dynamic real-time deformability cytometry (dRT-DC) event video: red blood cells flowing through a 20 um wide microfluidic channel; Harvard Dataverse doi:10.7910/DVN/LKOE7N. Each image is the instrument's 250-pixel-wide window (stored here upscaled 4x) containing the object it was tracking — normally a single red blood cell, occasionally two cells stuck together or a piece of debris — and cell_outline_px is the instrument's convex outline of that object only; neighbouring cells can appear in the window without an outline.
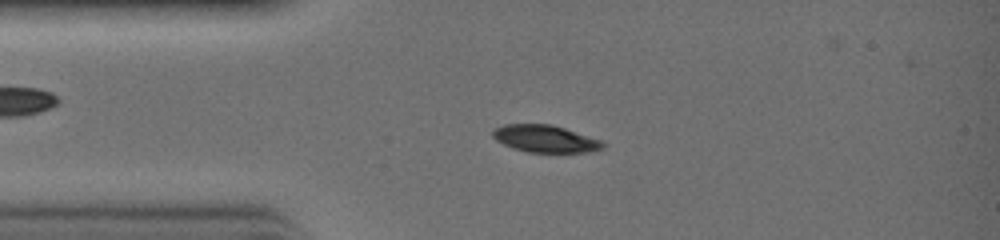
{"species": "common noctule bat (a hibernating species)", "species_latin": "Nyctalus noctula", "temperature_condition": "warm", "stored_images_in_passage": 32, "camera_frame_rate_fps": 3000, "um_per_image_px": 0.085, "animal": {"sex": "female", "body_mass_g": 19.0, "forearm_length_mm": 51.5}, "frame": {"image": 1, "passage_image": 6, "time_ms": 1.667, "image_size_px": [1000, 240], "cell_outline_px": [[604, 148], [588, 152], [528, 152], [512, 148], [496, 140], [492, 136], [492, 132], [496, 128], [504, 124], [552, 124], [600, 140], [604, 144]], "centroid_in_image_um": [46.32, 11.79], "position_along_channel_um": 38.7, "area_um2": 17.28}}
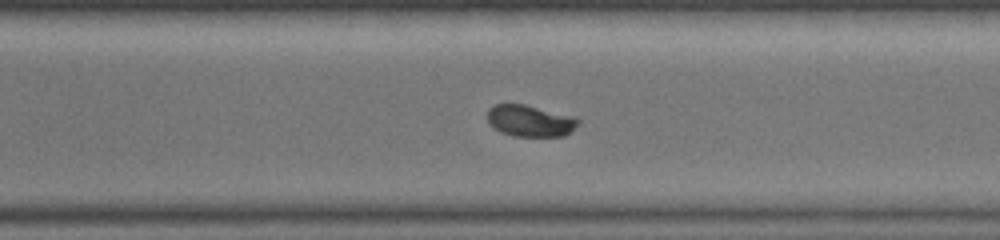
{"frame": {"image": 2, "passage_image": 21, "time_ms": 6.667, "image_size_px": [1000, 240], "cell_outline_px": [[580, 120], [564, 136], [512, 136], [500, 132], [492, 128], [488, 124], [488, 108], [496, 104], [524, 104], [572, 116]], "centroid_in_image_um": [44.97, 10.27], "position_along_channel_um": 325.6, "area_um2": 16.53}}
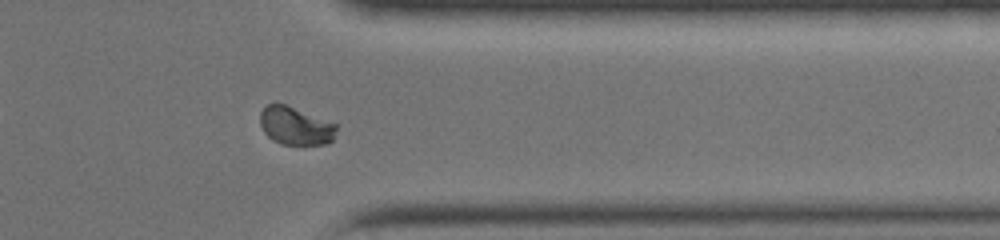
{"frame": {"image": 3, "passage_image": 24, "time_ms": 7.667, "image_size_px": [1000, 240], "cell_outline_px": [[336, 128], [332, 140], [328, 144], [280, 144], [272, 140], [264, 132], [260, 124], [260, 112], [268, 104], [284, 104], [336, 124]], "centroid_in_image_um": [25.08, 10.71], "position_along_channel_um": 386.3, "area_um2": 16.59}}